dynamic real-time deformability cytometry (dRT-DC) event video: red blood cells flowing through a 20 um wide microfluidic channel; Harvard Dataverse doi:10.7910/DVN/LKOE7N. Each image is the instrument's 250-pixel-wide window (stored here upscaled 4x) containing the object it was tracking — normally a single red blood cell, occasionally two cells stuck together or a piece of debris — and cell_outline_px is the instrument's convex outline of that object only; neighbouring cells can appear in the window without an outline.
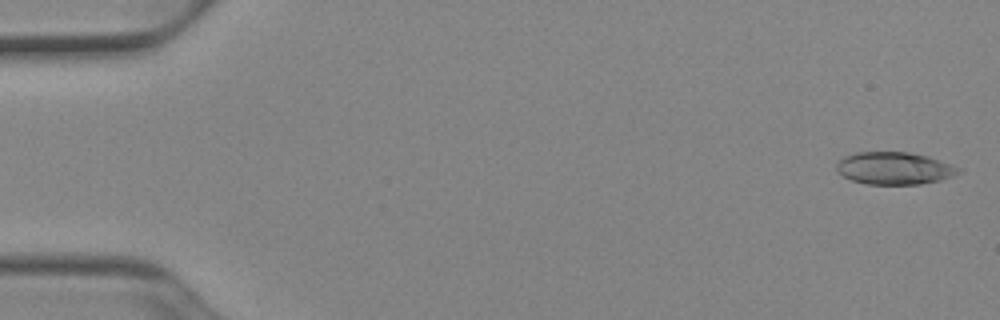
{"species": "Egyptian fruit bat (a non-hibernating species)", "species_latin": "Rousettus aegyptiacus", "temperature_condition": "cold", "stored_images_in_passage": 51, "camera_frame_rate_fps": 3000, "um_per_image_px": 0.085, "animal": {"sex": "female"}, "frame": {"image": 1, "passage_image": 1, "time_ms": 0.0, "image_size_px": [1000, 320], "cell_outline_px": [[964, 172], [940, 180], [920, 184], [864, 184], [852, 180], [836, 172], [836, 164], [844, 156], [856, 152], [908, 152], [928, 156], [960, 168]], "centroid_in_image_um": [76.0, 14.3], "position_along_channel_um": 9.0, "area_um2": 23.06}}
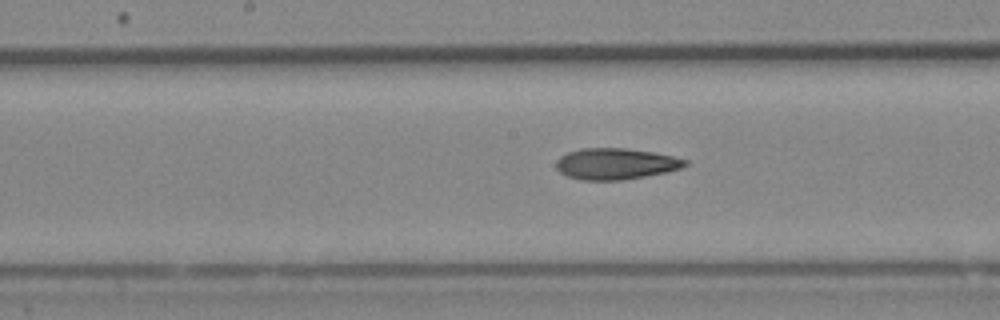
{"frame": {"image": 2, "passage_image": 26, "time_ms": 8.333, "image_size_px": [1000, 320], "cell_outline_px": [[688, 164], [680, 168], [668, 172], [620, 180], [580, 180], [568, 176], [560, 172], [556, 168], [556, 160], [560, 156], [568, 152], [580, 148], [624, 148], [652, 152], [672, 156], [688, 160]], "centroid_in_image_um": [52.31, 13.92], "position_along_channel_um": 195.9, "area_um2": 23.41}}
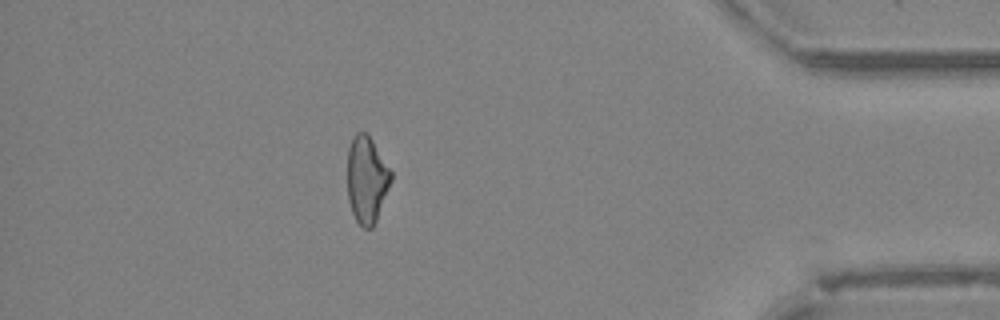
{"frame": {"image": 3, "passage_image": 45, "time_ms": 14.667, "image_size_px": [1000, 320], "cell_outline_px": [[392, 180], [376, 220], [372, 228], [364, 228], [356, 220], [352, 212], [348, 200], [348, 148], [352, 136], [356, 132], [368, 132], [392, 172]], "centroid_in_image_um": [31.17, 15.22], "position_along_channel_um": 404.0, "area_um2": 22.14}, "authors_computed_cell_mechanics": {"area_um2": 23.12, "velocity_mm_per_s": 3.9391, "shape_relaxation_time_tau1_ms": 9.2909, "shape_relaxation_time_tau2_ms": 5.4916, "deformation_change_tau1": 0.2015, "deformation_change_tau2": 0.161}}